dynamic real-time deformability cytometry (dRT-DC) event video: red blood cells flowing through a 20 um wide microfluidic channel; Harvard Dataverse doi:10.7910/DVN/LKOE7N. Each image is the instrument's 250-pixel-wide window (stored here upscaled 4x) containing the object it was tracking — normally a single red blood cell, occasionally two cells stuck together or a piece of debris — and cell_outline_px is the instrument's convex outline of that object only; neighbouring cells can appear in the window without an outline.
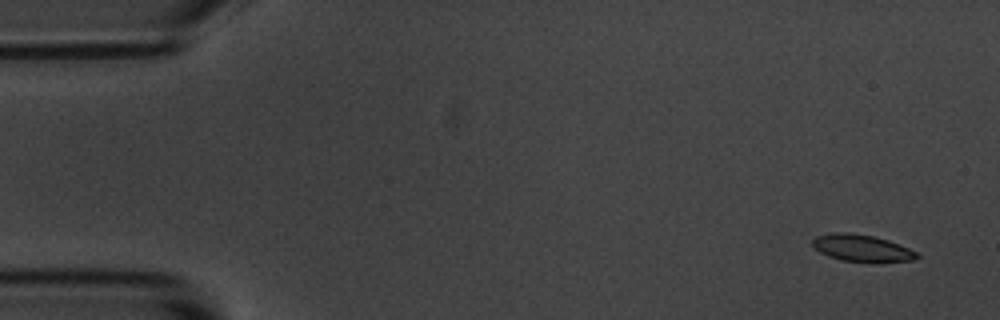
{"species": "common noctule bat (a hibernating species)", "species_latin": "Nyctalus noctula", "temperature_condition": "room temperature", "stored_images_in_passage": 5, "camera_frame_rate_fps": 3000, "um_per_image_px": 0.085, "animal": {"sex": "male", "body_mass_g": 20.1, "forearm_length_mm": 53.5}, "frame": {"image": 1, "passage_image": 1, "time_ms": 0.0, "image_size_px": [1000, 320], "cell_outline_px": [[920, 256], [916, 260], [840, 260], [828, 256], [820, 252], [812, 244], [812, 240], [816, 236], [832, 232], [852, 232], [876, 236], [888, 240], [908, 248], [916, 252]], "centroid_in_image_um": [73.2, 21.03], "position_along_channel_um": 11.8, "area_um2": 15.9}}
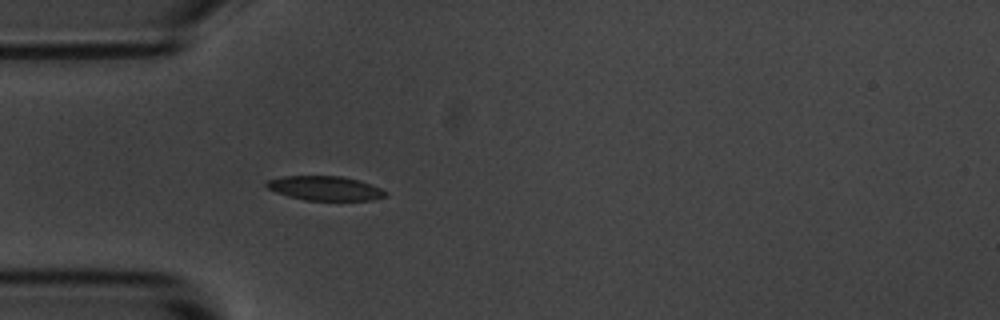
{"frame": {"image": 2, "passage_image": 5, "time_ms": 4.333, "image_size_px": [1000, 320], "cell_outline_px": [[388, 196], [372, 200], [304, 200], [288, 196], [276, 192], [268, 188], [264, 184], [268, 180], [280, 176], [340, 176], [360, 180], [380, 188], [388, 192]], "centroid_in_image_um": [27.64, 16.0], "position_along_channel_um": 57.4, "area_um2": 16.94}}